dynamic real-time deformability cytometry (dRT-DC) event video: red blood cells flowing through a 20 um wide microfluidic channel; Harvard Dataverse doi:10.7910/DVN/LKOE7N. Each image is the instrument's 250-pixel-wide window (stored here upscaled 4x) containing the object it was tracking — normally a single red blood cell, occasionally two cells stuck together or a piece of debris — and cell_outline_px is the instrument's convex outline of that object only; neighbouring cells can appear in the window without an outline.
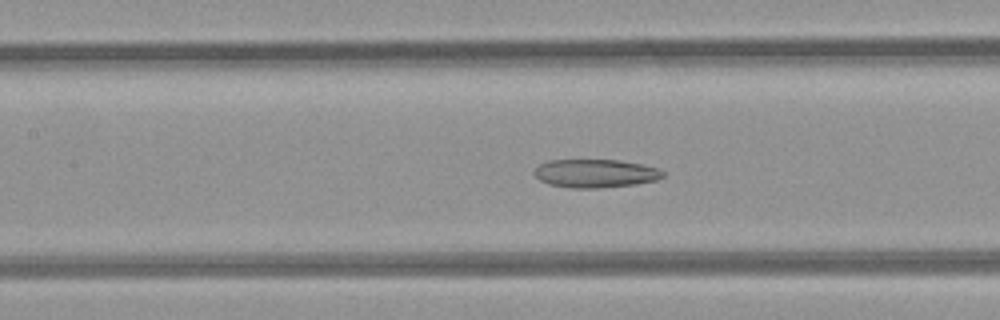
{"species": "common noctule bat (a hibernating species)", "species_latin": "Nyctalus noctula", "temperature_condition": "room temperature", "stored_images_in_passage": 24, "camera_frame_rate_fps": 3000, "um_per_image_px": 0.085, "animal": {"sex": "female", "body_mass_g": 21.9}, "frame": {"image": 1, "passage_image": 8, "time_ms": 2.333, "image_size_px": [1000, 320], "cell_outline_px": [[664, 176], [656, 180], [636, 184], [596, 188], [572, 188], [548, 184], [540, 180], [532, 172], [540, 164], [548, 160], [620, 160], [640, 164], [656, 168], [664, 172]], "centroid_in_image_um": [50.58, 14.74], "position_along_channel_um": 156.8, "area_um2": 21.15}}
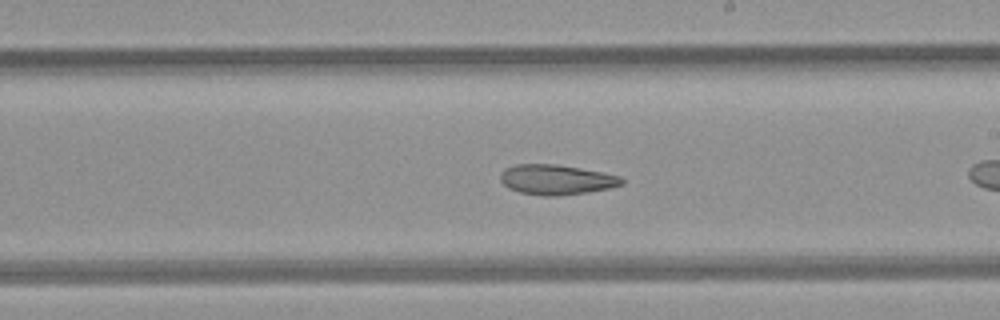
{"frame": {"image": 2, "passage_image": 14, "time_ms": 4.333, "image_size_px": [1000, 320], "cell_outline_px": [[624, 184], [608, 188], [560, 196], [544, 196], [520, 192], [508, 188], [500, 180], [500, 172], [504, 168], [516, 164], [556, 164], [600, 172], [620, 176], [624, 180]], "centroid_in_image_um": [47.24, 15.27], "position_along_channel_um": 241.8, "area_um2": 21.1}}
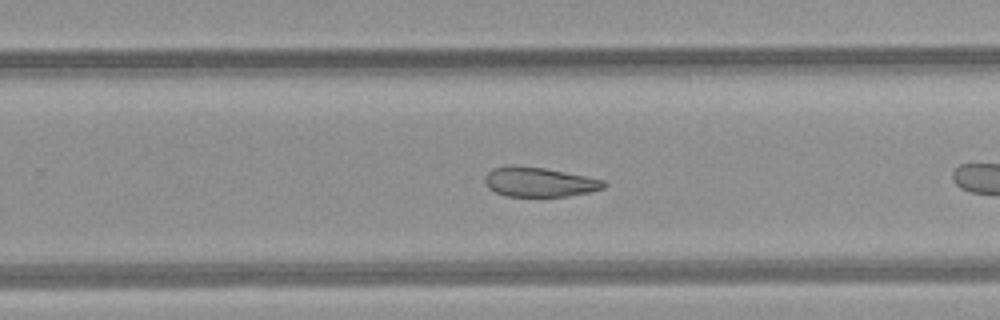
{"frame": {"image": 3, "passage_image": 17, "time_ms": 5.333, "image_size_px": [1000, 320], "cell_outline_px": [[608, 184], [604, 188], [588, 192], [568, 196], [504, 196], [488, 188], [484, 184], [484, 176], [492, 168], [508, 164], [516, 164], [544, 168], [604, 180]], "centroid_in_image_um": [45.77, 15.46], "position_along_channel_um": 284.0, "area_um2": 20.69}}